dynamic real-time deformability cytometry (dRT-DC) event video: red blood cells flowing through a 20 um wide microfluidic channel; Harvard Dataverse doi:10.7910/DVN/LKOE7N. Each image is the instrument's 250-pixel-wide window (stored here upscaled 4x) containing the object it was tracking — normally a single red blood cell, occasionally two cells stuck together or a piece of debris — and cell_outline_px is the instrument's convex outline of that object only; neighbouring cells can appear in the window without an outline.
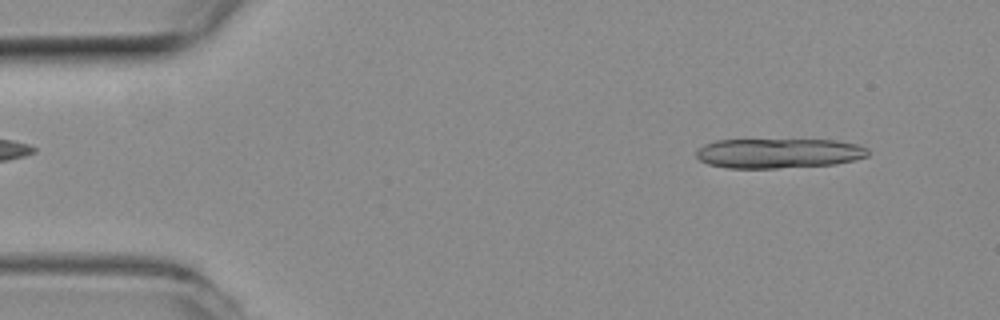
{"species": "common noctule bat (a hibernating species)", "species_latin": "Nyctalus noctula", "temperature_condition": "room temperature", "stored_images_in_passage": 12, "camera_frame_rate_fps": 3000, "um_per_image_px": 0.085, "animal": {"sex": "female", "body_mass_g": 19.3, "forearm_length_mm": 54.1}, "frame": {"image": 1, "passage_image": 4, "time_ms": 1.0, "image_size_px": [1000, 320], "cell_outline_px": [[868, 156], [836, 164], [776, 168], [728, 168], [708, 164], [700, 160], [696, 156], [696, 152], [704, 144], [716, 140], [836, 140], [856, 144], [868, 148]], "centroid_in_image_um": [66.17, 13.02], "position_along_channel_um": 18.8, "area_um2": 29.71}}